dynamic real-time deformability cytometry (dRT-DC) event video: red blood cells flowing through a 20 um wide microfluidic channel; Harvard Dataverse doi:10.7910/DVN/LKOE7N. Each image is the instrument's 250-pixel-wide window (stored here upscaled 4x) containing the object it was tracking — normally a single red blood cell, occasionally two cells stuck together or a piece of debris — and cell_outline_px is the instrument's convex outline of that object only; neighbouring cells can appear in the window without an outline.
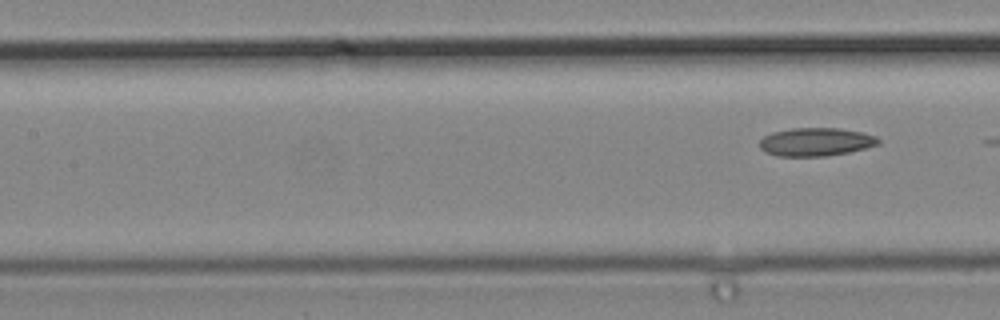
{"species": "common noctule bat (a hibernating species)", "species_latin": "Nyctalus noctula", "temperature_condition": "cold", "stored_images_in_passage": 7, "camera_frame_rate_fps": 3000, "um_per_image_px": 0.085, "animal": {"sex": "male", "body_mass_g": 19.2, "forearm_length_mm": 51.8}, "frame": {"image": 1, "passage_image": 7, "time_ms": 2.0, "image_size_px": [1000, 320], "cell_outline_px": [[880, 144], [848, 152], [828, 156], [776, 156], [764, 152], [760, 148], [760, 140], [764, 136], [772, 132], [792, 128], [840, 128], [864, 132], [876, 136], [880, 140]], "centroid_in_image_um": [69.35, 12.06], "position_along_channel_um": 138.1, "area_um2": 19.71}}